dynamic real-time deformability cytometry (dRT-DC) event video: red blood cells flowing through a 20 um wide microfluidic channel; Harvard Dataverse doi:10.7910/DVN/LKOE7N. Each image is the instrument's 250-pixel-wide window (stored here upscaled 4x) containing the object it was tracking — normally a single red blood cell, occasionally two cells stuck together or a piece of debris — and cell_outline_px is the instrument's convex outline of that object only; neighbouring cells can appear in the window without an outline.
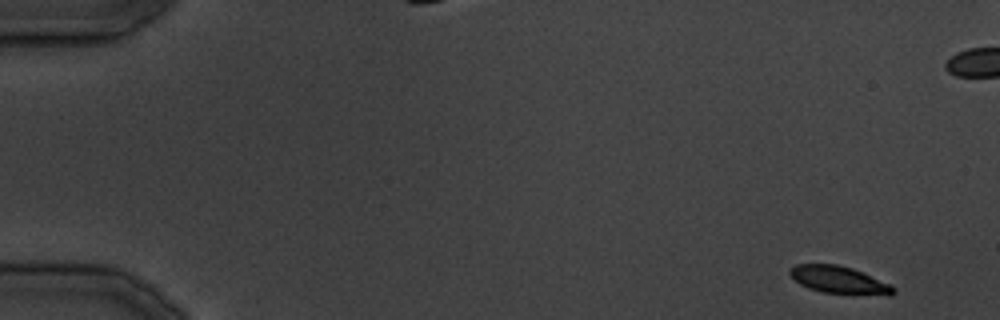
{"species": "common noctule bat (a hibernating species)", "species_latin": "Nyctalus noctula", "temperature_condition": "cold", "stored_images_in_passage": 36, "camera_frame_rate_fps": 3000, "um_per_image_px": 0.085, "animal": {"sex": "male", "body_mass_g": 19.5, "forearm_length_mm": 54.6}, "frame": {"image": 1, "passage_image": 1, "time_ms": 0.0, "image_size_px": [1000, 320], "cell_outline_px": [[896, 292], [892, 296], [888, 296], [824, 292], [808, 288], [800, 284], [788, 272], [796, 264], [836, 264], [852, 268], [892, 284], [896, 288]], "centroid_in_image_um": [71.41, 23.81], "position_along_channel_um": 13.6, "area_um2": 16.59}}
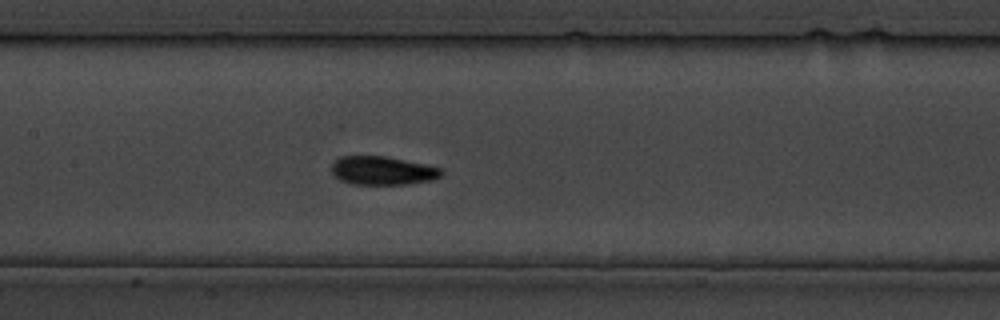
{"frame": {"image": 2, "passage_image": 17, "time_ms": 19.0, "image_size_px": [1000, 320], "cell_outline_px": [[444, 172], [440, 176], [432, 180], [408, 184], [352, 184], [340, 180], [332, 172], [332, 164], [340, 156], [384, 156], [424, 164], [440, 168]], "centroid_in_image_um": [32.51, 14.5], "position_along_channel_um": 174.9, "area_um2": 18.09}}
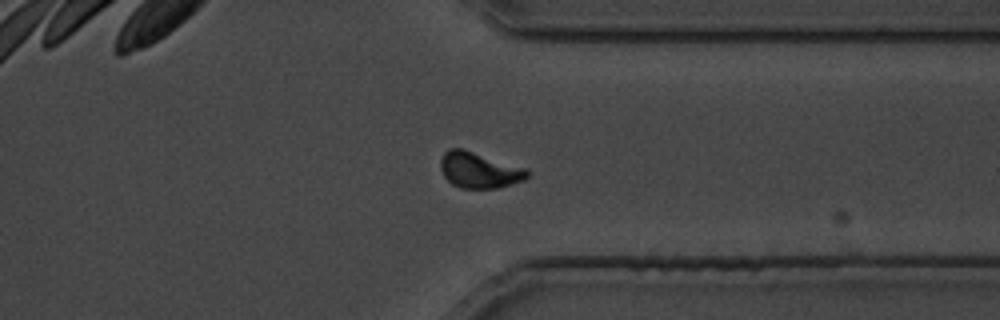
{"frame": {"image": 3, "passage_image": 27, "time_ms": 31.667, "image_size_px": [1000, 320], "cell_outline_px": [[528, 176], [524, 180], [512, 184], [496, 188], [460, 188], [452, 184], [444, 176], [440, 168], [440, 160], [444, 152], [448, 148], [464, 148], [524, 168], [528, 172]], "centroid_in_image_um": [40.68, 14.45], "position_along_channel_um": 370.7, "area_um2": 18.09}}